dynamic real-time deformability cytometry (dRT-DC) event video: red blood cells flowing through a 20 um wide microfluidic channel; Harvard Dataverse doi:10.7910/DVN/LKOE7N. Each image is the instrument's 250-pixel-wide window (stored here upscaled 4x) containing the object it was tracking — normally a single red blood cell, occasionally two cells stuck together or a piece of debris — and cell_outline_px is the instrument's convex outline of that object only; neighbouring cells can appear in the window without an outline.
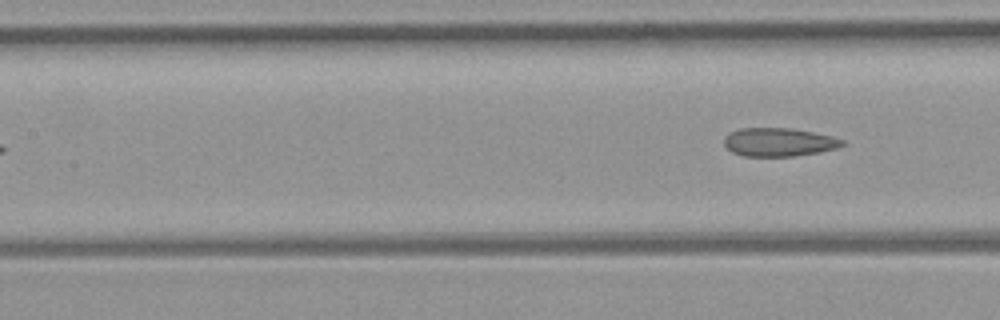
{"species": "common noctule bat (a hibernating species)", "species_latin": "Nyctalus noctula", "temperature_condition": "room temperature", "stored_images_in_passage": 6, "segment_of_instrument_passage": [2, 2], "camera_frame_rate_fps": 3000, "um_per_image_px": 0.085, "animal": {"sex": "female", "body_mass_g": 21.9}, "frame": {"image": 1, "passage_image": 6, "time_ms": 5.667, "image_size_px": [1000, 320], "cell_outline_px": [[848, 144], [836, 148], [820, 152], [792, 156], [744, 156], [732, 152], [724, 144], [724, 136], [740, 128], [792, 128], [832, 136], [844, 140]], "centroid_in_image_um": [66.23, 12.08], "position_along_channel_um": 141.2, "area_um2": 19.59}}